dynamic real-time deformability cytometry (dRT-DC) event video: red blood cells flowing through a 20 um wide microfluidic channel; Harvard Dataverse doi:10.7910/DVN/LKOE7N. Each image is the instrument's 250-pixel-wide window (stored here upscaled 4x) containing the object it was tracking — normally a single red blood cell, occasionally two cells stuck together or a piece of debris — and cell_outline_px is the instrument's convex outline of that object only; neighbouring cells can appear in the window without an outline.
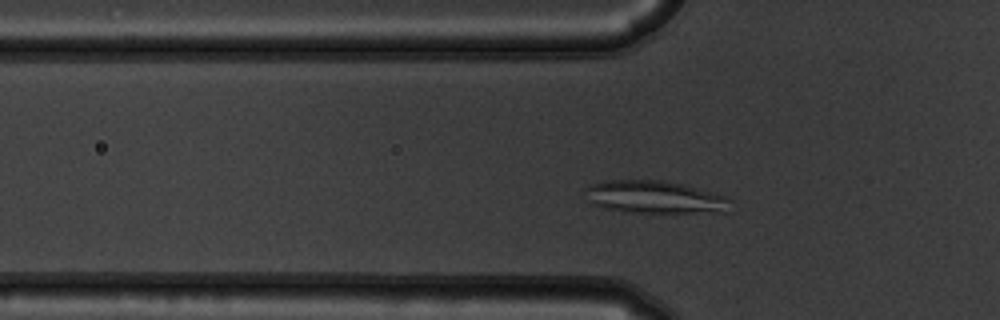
{"species": "common noctule bat (a hibernating species)", "species_latin": "Nyctalus noctula", "temperature_condition": "warm", "stored_images_in_passage": 45, "camera_frame_rate_fps": 3000, "um_per_image_px": 0.085, "animal": {"sex": "male", "body_mass_g": 19.5, "forearm_length_mm": 54.6}, "frame": {"image": 1, "passage_image": 8, "time_ms": 2.333, "image_size_px": [1000, 320], "cell_outline_px": [[732, 200], [728, 212], [624, 212], [604, 208], [588, 204], [584, 188], [588, 184], [608, 180], [664, 180], [728, 196]], "centroid_in_image_um": [55.6, 16.75], "position_along_channel_um": 70.2, "area_um2": 27.92}}
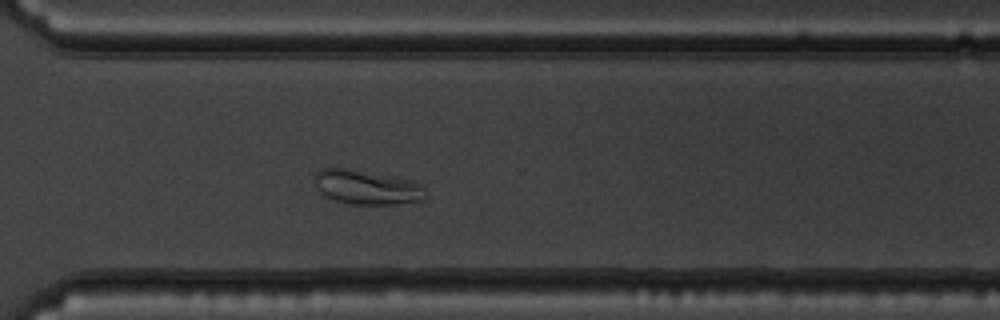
{"frame": {"image": 2, "passage_image": 30, "time_ms": 9.667, "image_size_px": [1000, 320], "cell_outline_px": [[428, 196], [424, 200], [400, 204], [352, 204], [336, 200], [320, 192], [316, 188], [312, 176], [320, 168], [344, 168], [396, 176], [412, 180], [420, 184], [424, 188]], "centroid_in_image_um": [31.2, 15.91], "position_along_channel_um": 339.4, "area_um2": 22.54}}
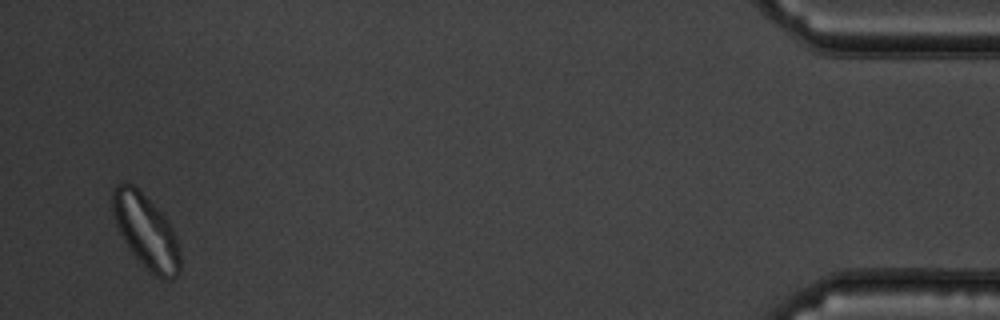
{"frame": {"image": 3, "passage_image": 43, "time_ms": 14.0, "image_size_px": [1000, 320], "cell_outline_px": [[180, 272], [172, 280], [160, 280], [148, 272], [124, 240], [116, 224], [112, 212], [112, 188], [116, 184], [132, 184], [168, 220], [176, 236], [180, 252]], "centroid_in_image_um": [12.43, 19.73], "position_along_channel_um": 422.8, "area_um2": 28.84}}